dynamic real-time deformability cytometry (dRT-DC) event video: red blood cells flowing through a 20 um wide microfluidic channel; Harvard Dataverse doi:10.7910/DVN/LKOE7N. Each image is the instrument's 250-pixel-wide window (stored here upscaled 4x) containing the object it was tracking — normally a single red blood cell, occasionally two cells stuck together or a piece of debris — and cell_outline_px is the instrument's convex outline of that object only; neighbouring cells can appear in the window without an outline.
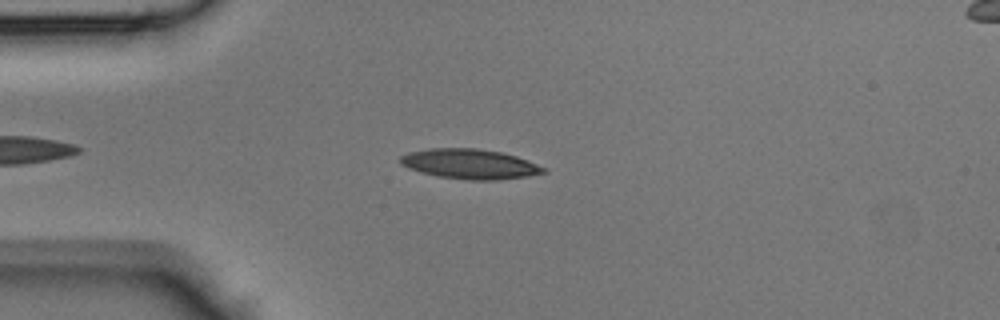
{"species": "Egyptian fruit bat (a non-hibernating species)", "species_latin": "Rousettus aegyptiacus", "temperature_condition": "room temperature", "stored_images_in_passage": 37, "camera_frame_rate_fps": 3000, "um_per_image_px": 0.085, "animal": {"sex": "male"}, "frame": {"image": 1, "passage_image": 7, "time_ms": 2.0, "image_size_px": [1000, 320], "cell_outline_px": [[548, 172], [528, 176], [496, 180], [468, 180], [436, 176], [408, 168], [400, 164], [400, 156], [408, 152], [432, 148], [476, 148], [500, 152], [516, 156], [528, 160], [548, 168]], "centroid_in_image_um": [39.96, 13.94], "position_along_channel_um": 45.0, "area_um2": 25.09}}
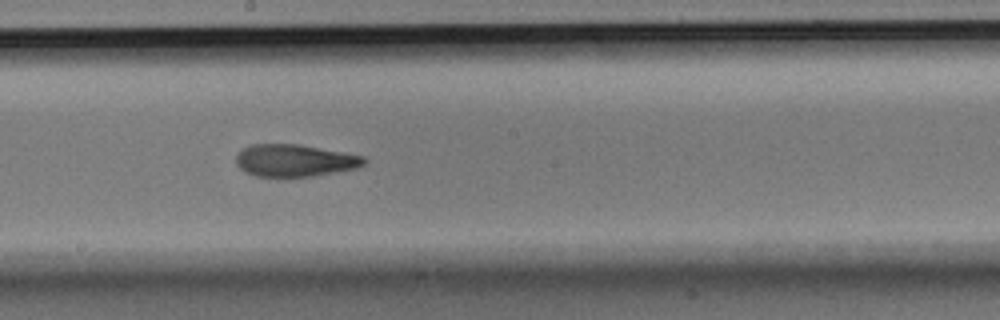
{"frame": {"image": 2, "passage_image": 20, "time_ms": 6.333, "image_size_px": [1000, 320], "cell_outline_px": [[368, 160], [364, 164], [356, 168], [312, 176], [256, 176], [244, 172], [236, 164], [236, 156], [244, 148], [252, 144], [296, 144], [364, 156]], "centroid_in_image_um": [25.03, 13.64], "position_along_channel_um": 223.2, "area_um2": 23.7}}
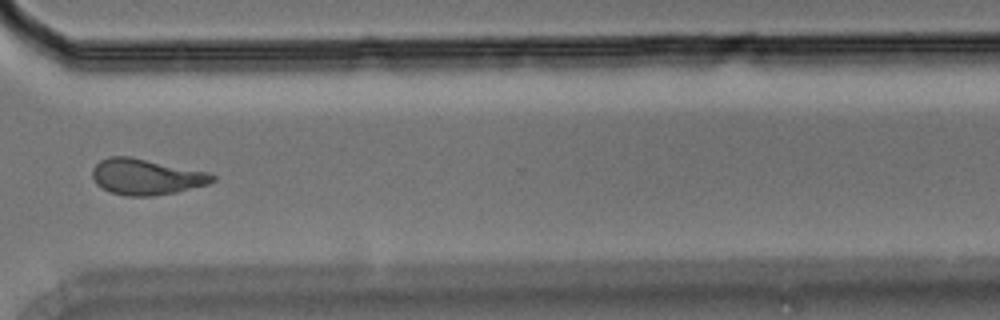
{"frame": {"image": 3, "passage_image": 29, "time_ms": 9.333, "image_size_px": [1000, 320], "cell_outline_px": [[216, 180], [208, 184], [176, 192], [152, 196], [124, 196], [108, 192], [96, 184], [92, 176], [92, 168], [100, 160], [108, 156], [132, 156], [208, 172], [216, 176]], "centroid_in_image_um": [12.4, 15.02], "position_along_channel_um": 358.2, "area_um2": 25.43}}